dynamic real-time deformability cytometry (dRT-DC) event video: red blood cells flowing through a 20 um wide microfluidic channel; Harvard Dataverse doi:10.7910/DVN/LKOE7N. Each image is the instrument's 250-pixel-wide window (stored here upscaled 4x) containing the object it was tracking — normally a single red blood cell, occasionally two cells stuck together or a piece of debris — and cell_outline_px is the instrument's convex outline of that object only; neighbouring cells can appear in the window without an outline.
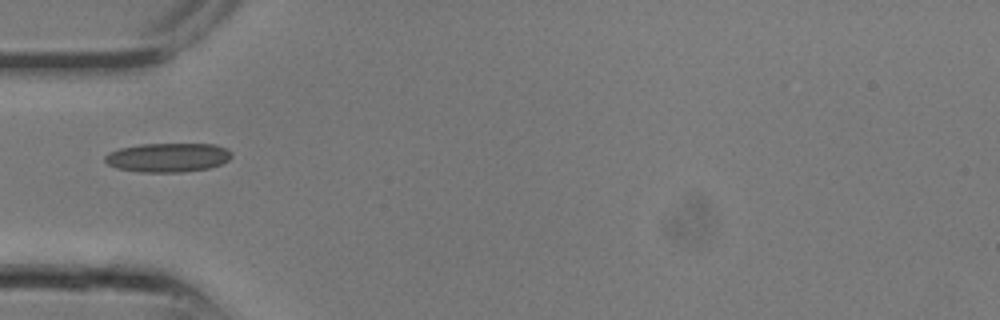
{"species": "common noctule bat (a hibernating species)", "species_latin": "Nyctalus noctula", "temperature_condition": "room temperature", "stored_images_in_passage": 2, "camera_frame_rate_fps": 3000, "um_per_image_px": 0.085, "animal": {"sex": "male", "body_mass_g": 13.3}, "frame": {"image": 1, "passage_image": 1, "time_ms": 0.0, "image_size_px": [1000, 320], "cell_outline_px": [[232, 156], [228, 160], [220, 164], [208, 168], [184, 172], [136, 172], [116, 168], [108, 164], [104, 160], [104, 156], [108, 152], [120, 148], [140, 144], [216, 144], [228, 148], [232, 152]], "centroid_in_image_um": [14.26, 13.38], "position_along_channel_um": 70.7, "area_um2": 21.68}}